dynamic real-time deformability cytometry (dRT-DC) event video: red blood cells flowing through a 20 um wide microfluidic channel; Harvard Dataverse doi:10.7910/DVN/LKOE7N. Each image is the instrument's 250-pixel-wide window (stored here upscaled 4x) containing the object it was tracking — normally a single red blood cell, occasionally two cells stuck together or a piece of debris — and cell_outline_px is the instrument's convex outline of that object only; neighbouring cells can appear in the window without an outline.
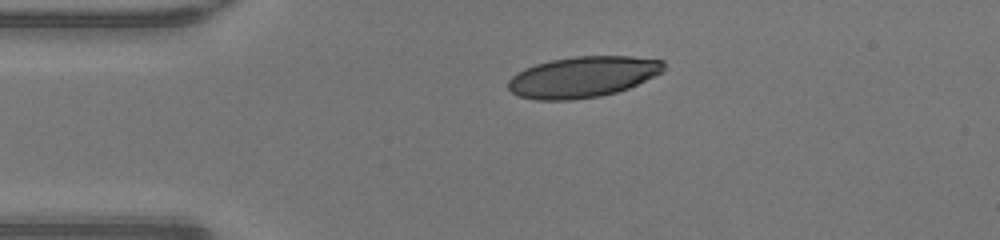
{"species": "human", "species_latin": "Homo sapiens", "temperature_condition": "warm", "stored_images_in_passage": 38, "camera_frame_rate_fps": 3000, "um_per_image_px": 0.085, "donor": {"sex": "male"}, "frame": {"image": 1, "passage_image": 1, "time_ms": 0.0, "image_size_px": [1000, 240], "cell_outline_px": [[664, 72], [628, 88], [616, 92], [600, 96], [572, 100], [536, 100], [520, 96], [512, 92], [508, 88], [508, 80], [516, 72], [524, 68], [536, 64], [552, 60], [576, 56], [632, 56], [664, 60]], "centroid_in_image_um": [49.54, 6.53], "position_along_channel_um": 35.5, "area_um2": 37.22}}
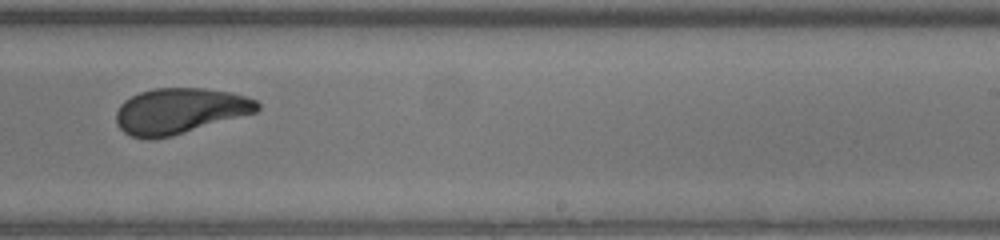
{"frame": {"image": 2, "passage_image": 20, "time_ms": 6.333, "image_size_px": [1000, 240], "cell_outline_px": [[260, 108], [256, 112], [172, 136], [152, 140], [148, 140], [132, 136], [124, 132], [116, 124], [116, 112], [120, 104], [124, 100], [140, 92], [156, 88], [204, 88], [232, 92], [248, 96], [256, 100], [260, 104]], "centroid_in_image_um": [15.27, 9.43], "position_along_channel_um": 273.7, "area_um2": 37.74}}
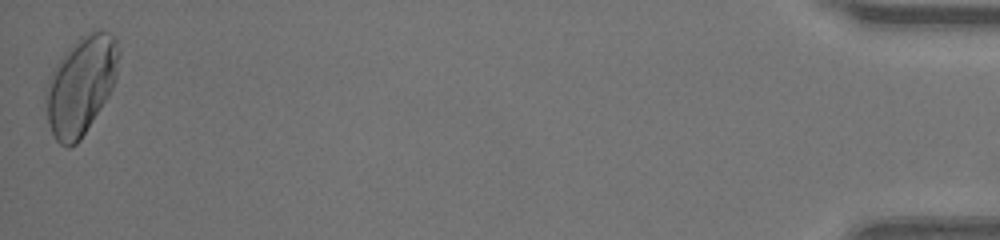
{"frame": {"image": 3, "passage_image": 38, "time_ms": 12.333, "image_size_px": [1000, 240], "cell_outline_px": [[120, 56], [116, 76], [112, 88], [108, 96], [80, 140], [76, 144], [68, 148], [60, 144], [56, 140], [52, 132], [48, 120], [44, 100], [44, 92], [48, 80], [60, 56], [80, 36], [92, 32], [108, 32], [116, 36], [120, 48]], "centroid_in_image_um": [6.87, 7.24], "position_along_channel_um": 428.3, "area_um2": 41.79}, "authors_computed_cell_mechanics": {"area_um2": 37.7723, "velocity_mm_per_s": 4.3187, "shape_relaxation_time_tau1_ms": 5.8225, "shape_relaxation_time_tau2_ms": 0.8192, "deformation_change_tau1": 0.2141, "deformation_change_tau2": 0.0718}}